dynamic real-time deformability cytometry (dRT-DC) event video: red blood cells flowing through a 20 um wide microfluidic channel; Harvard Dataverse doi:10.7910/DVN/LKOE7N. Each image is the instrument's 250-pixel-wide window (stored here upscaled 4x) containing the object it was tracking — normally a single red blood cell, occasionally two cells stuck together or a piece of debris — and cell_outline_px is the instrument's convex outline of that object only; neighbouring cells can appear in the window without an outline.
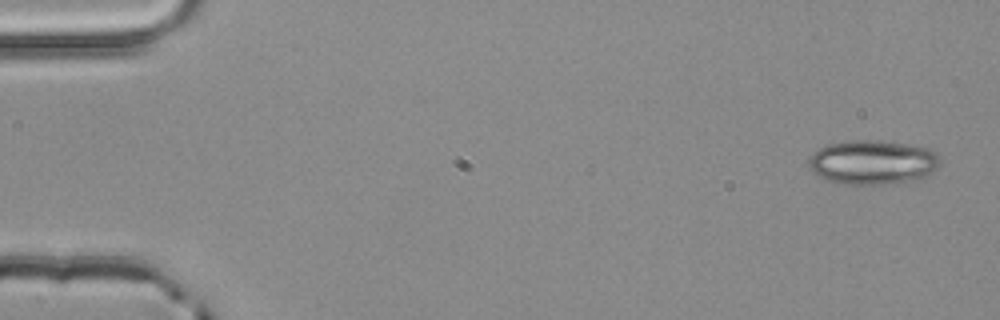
{"species": "common noctule bat (a hibernating species)", "species_latin": "Nyctalus noctula", "temperature_condition": "room temperature", "stored_images_in_passage": 5, "camera_frame_rate_fps": 3000, "um_per_image_px": 0.085, "animal": {"sex": "male", "body_mass_g": 20.4}, "frame": {"image": 1, "passage_image": 1, "time_ms": 0.0, "image_size_px": [1000, 320], "cell_outline_px": [[940, 160], [936, 168], [924, 180], [888, 184], [844, 184], [828, 180], [812, 172], [808, 168], [808, 160], [812, 152], [828, 144], [852, 140], [880, 140], [928, 148], [936, 152], [940, 156]], "centroid_in_image_um": [74.2, 13.8], "position_along_channel_um": 10.8, "area_um2": 34.33}}